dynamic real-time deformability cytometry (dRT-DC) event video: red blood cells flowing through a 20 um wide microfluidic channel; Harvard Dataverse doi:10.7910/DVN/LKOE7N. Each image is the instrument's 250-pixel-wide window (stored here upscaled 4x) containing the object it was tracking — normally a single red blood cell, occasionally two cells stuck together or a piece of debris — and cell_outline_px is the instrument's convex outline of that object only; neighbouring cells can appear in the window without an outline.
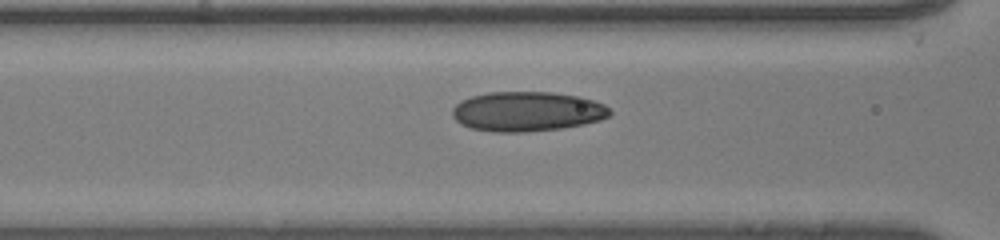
{"species": "human", "species_latin": "Homo sapiens", "temperature_condition": "room temperature", "stored_images_in_passage": 16, "camera_frame_rate_fps": 3000, "um_per_image_px": 0.085, "donor": {"sex": "male"}, "frame": {"image": 1, "passage_image": 11, "time_ms": 3.333, "image_size_px": [1000, 240], "cell_outline_px": [[612, 112], [608, 116], [600, 120], [584, 124], [560, 128], [528, 132], [496, 132], [472, 128], [460, 124], [452, 116], [452, 108], [460, 100], [472, 96], [488, 92], [552, 92], [580, 96], [604, 104]], "centroid_in_image_um": [44.79, 9.47], "position_along_channel_um": 121.8, "area_um2": 36.53}}
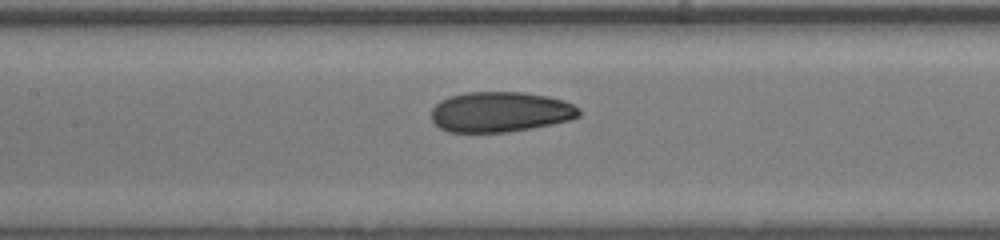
{"frame": {"image": 2, "passage_image": 14, "time_ms": 4.333, "image_size_px": [1000, 240], "cell_outline_px": [[580, 116], [572, 120], [532, 128], [508, 132], [448, 132], [440, 128], [432, 120], [432, 108], [440, 100], [448, 96], [468, 92], [524, 92], [548, 96], [564, 100], [580, 108]], "centroid_in_image_um": [42.54, 9.51], "position_along_channel_um": 164.9, "area_um2": 34.97}}